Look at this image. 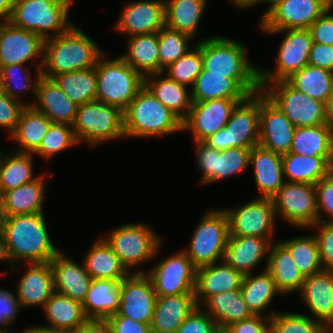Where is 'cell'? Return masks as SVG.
Listing matches in <instances>:
<instances>
[{
	"label": "cell",
	"mask_w": 333,
	"mask_h": 333,
	"mask_svg": "<svg viewBox=\"0 0 333 333\" xmlns=\"http://www.w3.org/2000/svg\"><path fill=\"white\" fill-rule=\"evenodd\" d=\"M52 79L76 105L96 101V67L62 73Z\"/></svg>",
	"instance_id": "obj_46"
},
{
	"label": "cell",
	"mask_w": 333,
	"mask_h": 333,
	"mask_svg": "<svg viewBox=\"0 0 333 333\" xmlns=\"http://www.w3.org/2000/svg\"><path fill=\"white\" fill-rule=\"evenodd\" d=\"M311 228L318 230L314 236L318 243L323 270L333 271V222H317L309 229Z\"/></svg>",
	"instance_id": "obj_54"
},
{
	"label": "cell",
	"mask_w": 333,
	"mask_h": 333,
	"mask_svg": "<svg viewBox=\"0 0 333 333\" xmlns=\"http://www.w3.org/2000/svg\"><path fill=\"white\" fill-rule=\"evenodd\" d=\"M21 309L16 293L0 289V333H9L8 326L13 325Z\"/></svg>",
	"instance_id": "obj_58"
},
{
	"label": "cell",
	"mask_w": 333,
	"mask_h": 333,
	"mask_svg": "<svg viewBox=\"0 0 333 333\" xmlns=\"http://www.w3.org/2000/svg\"><path fill=\"white\" fill-rule=\"evenodd\" d=\"M202 306L215 321L219 331H224L231 324L253 316L243 300L240 289L213 295Z\"/></svg>",
	"instance_id": "obj_35"
},
{
	"label": "cell",
	"mask_w": 333,
	"mask_h": 333,
	"mask_svg": "<svg viewBox=\"0 0 333 333\" xmlns=\"http://www.w3.org/2000/svg\"><path fill=\"white\" fill-rule=\"evenodd\" d=\"M325 114L327 124L333 129V91L325 103Z\"/></svg>",
	"instance_id": "obj_65"
},
{
	"label": "cell",
	"mask_w": 333,
	"mask_h": 333,
	"mask_svg": "<svg viewBox=\"0 0 333 333\" xmlns=\"http://www.w3.org/2000/svg\"><path fill=\"white\" fill-rule=\"evenodd\" d=\"M250 94L233 78L202 69L191 88L192 102L214 99L246 100Z\"/></svg>",
	"instance_id": "obj_37"
},
{
	"label": "cell",
	"mask_w": 333,
	"mask_h": 333,
	"mask_svg": "<svg viewBox=\"0 0 333 333\" xmlns=\"http://www.w3.org/2000/svg\"><path fill=\"white\" fill-rule=\"evenodd\" d=\"M128 50L120 57L143 77L159 73L158 32L129 37Z\"/></svg>",
	"instance_id": "obj_41"
},
{
	"label": "cell",
	"mask_w": 333,
	"mask_h": 333,
	"mask_svg": "<svg viewBox=\"0 0 333 333\" xmlns=\"http://www.w3.org/2000/svg\"><path fill=\"white\" fill-rule=\"evenodd\" d=\"M299 293L312 318L333 331V271L322 270L306 277Z\"/></svg>",
	"instance_id": "obj_24"
},
{
	"label": "cell",
	"mask_w": 333,
	"mask_h": 333,
	"mask_svg": "<svg viewBox=\"0 0 333 333\" xmlns=\"http://www.w3.org/2000/svg\"><path fill=\"white\" fill-rule=\"evenodd\" d=\"M112 333H152L151 325L113 314L106 319Z\"/></svg>",
	"instance_id": "obj_61"
},
{
	"label": "cell",
	"mask_w": 333,
	"mask_h": 333,
	"mask_svg": "<svg viewBox=\"0 0 333 333\" xmlns=\"http://www.w3.org/2000/svg\"><path fill=\"white\" fill-rule=\"evenodd\" d=\"M243 101L214 99L192 102L187 117L182 121V130L190 131L195 142H204L226 126L233 110Z\"/></svg>",
	"instance_id": "obj_18"
},
{
	"label": "cell",
	"mask_w": 333,
	"mask_h": 333,
	"mask_svg": "<svg viewBox=\"0 0 333 333\" xmlns=\"http://www.w3.org/2000/svg\"><path fill=\"white\" fill-rule=\"evenodd\" d=\"M120 304V281L92 279L83 309L88 319L106 320L116 314Z\"/></svg>",
	"instance_id": "obj_34"
},
{
	"label": "cell",
	"mask_w": 333,
	"mask_h": 333,
	"mask_svg": "<svg viewBox=\"0 0 333 333\" xmlns=\"http://www.w3.org/2000/svg\"><path fill=\"white\" fill-rule=\"evenodd\" d=\"M14 152V153H12ZM0 151V192L15 189L36 179L33 154Z\"/></svg>",
	"instance_id": "obj_44"
},
{
	"label": "cell",
	"mask_w": 333,
	"mask_h": 333,
	"mask_svg": "<svg viewBox=\"0 0 333 333\" xmlns=\"http://www.w3.org/2000/svg\"><path fill=\"white\" fill-rule=\"evenodd\" d=\"M13 12V0H0V23L10 22Z\"/></svg>",
	"instance_id": "obj_64"
},
{
	"label": "cell",
	"mask_w": 333,
	"mask_h": 333,
	"mask_svg": "<svg viewBox=\"0 0 333 333\" xmlns=\"http://www.w3.org/2000/svg\"><path fill=\"white\" fill-rule=\"evenodd\" d=\"M29 265L16 286L18 301L22 309L32 306L44 308L45 303L55 292L51 263H29Z\"/></svg>",
	"instance_id": "obj_26"
},
{
	"label": "cell",
	"mask_w": 333,
	"mask_h": 333,
	"mask_svg": "<svg viewBox=\"0 0 333 333\" xmlns=\"http://www.w3.org/2000/svg\"><path fill=\"white\" fill-rule=\"evenodd\" d=\"M50 263L55 292L83 303L92 281L91 276L84 267V263L79 265L61 251Z\"/></svg>",
	"instance_id": "obj_28"
},
{
	"label": "cell",
	"mask_w": 333,
	"mask_h": 333,
	"mask_svg": "<svg viewBox=\"0 0 333 333\" xmlns=\"http://www.w3.org/2000/svg\"><path fill=\"white\" fill-rule=\"evenodd\" d=\"M134 272L120 282V304L116 314L151 325L157 295L146 272Z\"/></svg>",
	"instance_id": "obj_17"
},
{
	"label": "cell",
	"mask_w": 333,
	"mask_h": 333,
	"mask_svg": "<svg viewBox=\"0 0 333 333\" xmlns=\"http://www.w3.org/2000/svg\"><path fill=\"white\" fill-rule=\"evenodd\" d=\"M272 201L276 217L280 215L288 224L307 229L318 222L314 184L285 182Z\"/></svg>",
	"instance_id": "obj_13"
},
{
	"label": "cell",
	"mask_w": 333,
	"mask_h": 333,
	"mask_svg": "<svg viewBox=\"0 0 333 333\" xmlns=\"http://www.w3.org/2000/svg\"><path fill=\"white\" fill-rule=\"evenodd\" d=\"M330 163H333V135H332V153H331Z\"/></svg>",
	"instance_id": "obj_74"
},
{
	"label": "cell",
	"mask_w": 333,
	"mask_h": 333,
	"mask_svg": "<svg viewBox=\"0 0 333 333\" xmlns=\"http://www.w3.org/2000/svg\"><path fill=\"white\" fill-rule=\"evenodd\" d=\"M318 222H333V179L328 175L315 184ZM322 213L328 215L324 220ZM322 218V219H321Z\"/></svg>",
	"instance_id": "obj_57"
},
{
	"label": "cell",
	"mask_w": 333,
	"mask_h": 333,
	"mask_svg": "<svg viewBox=\"0 0 333 333\" xmlns=\"http://www.w3.org/2000/svg\"><path fill=\"white\" fill-rule=\"evenodd\" d=\"M165 26L194 37L207 0H164Z\"/></svg>",
	"instance_id": "obj_43"
},
{
	"label": "cell",
	"mask_w": 333,
	"mask_h": 333,
	"mask_svg": "<svg viewBox=\"0 0 333 333\" xmlns=\"http://www.w3.org/2000/svg\"><path fill=\"white\" fill-rule=\"evenodd\" d=\"M229 222V236L273 238L276 213L272 198L255 197L238 208L223 209Z\"/></svg>",
	"instance_id": "obj_14"
},
{
	"label": "cell",
	"mask_w": 333,
	"mask_h": 333,
	"mask_svg": "<svg viewBox=\"0 0 333 333\" xmlns=\"http://www.w3.org/2000/svg\"><path fill=\"white\" fill-rule=\"evenodd\" d=\"M162 75H164L163 72H159L145 76L144 86L183 121L191 109V91L167 75L162 78Z\"/></svg>",
	"instance_id": "obj_32"
},
{
	"label": "cell",
	"mask_w": 333,
	"mask_h": 333,
	"mask_svg": "<svg viewBox=\"0 0 333 333\" xmlns=\"http://www.w3.org/2000/svg\"><path fill=\"white\" fill-rule=\"evenodd\" d=\"M114 30L132 37L151 34L165 27L164 0H138L126 3Z\"/></svg>",
	"instance_id": "obj_22"
},
{
	"label": "cell",
	"mask_w": 333,
	"mask_h": 333,
	"mask_svg": "<svg viewBox=\"0 0 333 333\" xmlns=\"http://www.w3.org/2000/svg\"><path fill=\"white\" fill-rule=\"evenodd\" d=\"M202 69L201 50L195 44L192 49L165 68L163 72H167V76L173 81L186 87L189 85L192 88Z\"/></svg>",
	"instance_id": "obj_51"
},
{
	"label": "cell",
	"mask_w": 333,
	"mask_h": 333,
	"mask_svg": "<svg viewBox=\"0 0 333 333\" xmlns=\"http://www.w3.org/2000/svg\"><path fill=\"white\" fill-rule=\"evenodd\" d=\"M44 213L7 216L1 234L4 238L11 268L24 261L50 262L59 252L47 231Z\"/></svg>",
	"instance_id": "obj_1"
},
{
	"label": "cell",
	"mask_w": 333,
	"mask_h": 333,
	"mask_svg": "<svg viewBox=\"0 0 333 333\" xmlns=\"http://www.w3.org/2000/svg\"><path fill=\"white\" fill-rule=\"evenodd\" d=\"M25 106H29V104L10 98L0 88V127L7 129L9 135L15 130Z\"/></svg>",
	"instance_id": "obj_56"
},
{
	"label": "cell",
	"mask_w": 333,
	"mask_h": 333,
	"mask_svg": "<svg viewBox=\"0 0 333 333\" xmlns=\"http://www.w3.org/2000/svg\"><path fill=\"white\" fill-rule=\"evenodd\" d=\"M44 40L34 32L15 27L11 22L0 27V68L6 65L24 64L42 57L37 67L42 68ZM35 58V59H34ZM34 60V61H33Z\"/></svg>",
	"instance_id": "obj_20"
},
{
	"label": "cell",
	"mask_w": 333,
	"mask_h": 333,
	"mask_svg": "<svg viewBox=\"0 0 333 333\" xmlns=\"http://www.w3.org/2000/svg\"><path fill=\"white\" fill-rule=\"evenodd\" d=\"M83 263L92 279H112L121 282L131 273L103 237L91 245Z\"/></svg>",
	"instance_id": "obj_39"
},
{
	"label": "cell",
	"mask_w": 333,
	"mask_h": 333,
	"mask_svg": "<svg viewBox=\"0 0 333 333\" xmlns=\"http://www.w3.org/2000/svg\"><path fill=\"white\" fill-rule=\"evenodd\" d=\"M72 3L73 0H15L10 22L47 40L66 33L74 25L68 19ZM50 31L55 35H48Z\"/></svg>",
	"instance_id": "obj_6"
},
{
	"label": "cell",
	"mask_w": 333,
	"mask_h": 333,
	"mask_svg": "<svg viewBox=\"0 0 333 333\" xmlns=\"http://www.w3.org/2000/svg\"><path fill=\"white\" fill-rule=\"evenodd\" d=\"M313 42L333 46V13L327 9L308 28Z\"/></svg>",
	"instance_id": "obj_59"
},
{
	"label": "cell",
	"mask_w": 333,
	"mask_h": 333,
	"mask_svg": "<svg viewBox=\"0 0 333 333\" xmlns=\"http://www.w3.org/2000/svg\"><path fill=\"white\" fill-rule=\"evenodd\" d=\"M275 313L276 311L272 310L264 316L253 315L248 319L231 324L225 331L227 333H265V330L271 324V316Z\"/></svg>",
	"instance_id": "obj_60"
},
{
	"label": "cell",
	"mask_w": 333,
	"mask_h": 333,
	"mask_svg": "<svg viewBox=\"0 0 333 333\" xmlns=\"http://www.w3.org/2000/svg\"><path fill=\"white\" fill-rule=\"evenodd\" d=\"M265 333H279L271 324L265 330Z\"/></svg>",
	"instance_id": "obj_72"
},
{
	"label": "cell",
	"mask_w": 333,
	"mask_h": 333,
	"mask_svg": "<svg viewBox=\"0 0 333 333\" xmlns=\"http://www.w3.org/2000/svg\"><path fill=\"white\" fill-rule=\"evenodd\" d=\"M278 241L290 252L304 278L323 270L318 243L314 235Z\"/></svg>",
	"instance_id": "obj_48"
},
{
	"label": "cell",
	"mask_w": 333,
	"mask_h": 333,
	"mask_svg": "<svg viewBox=\"0 0 333 333\" xmlns=\"http://www.w3.org/2000/svg\"><path fill=\"white\" fill-rule=\"evenodd\" d=\"M328 175L333 179V163H329Z\"/></svg>",
	"instance_id": "obj_73"
},
{
	"label": "cell",
	"mask_w": 333,
	"mask_h": 333,
	"mask_svg": "<svg viewBox=\"0 0 333 333\" xmlns=\"http://www.w3.org/2000/svg\"><path fill=\"white\" fill-rule=\"evenodd\" d=\"M196 307L195 294L157 296L152 333H174Z\"/></svg>",
	"instance_id": "obj_30"
},
{
	"label": "cell",
	"mask_w": 333,
	"mask_h": 333,
	"mask_svg": "<svg viewBox=\"0 0 333 333\" xmlns=\"http://www.w3.org/2000/svg\"><path fill=\"white\" fill-rule=\"evenodd\" d=\"M72 128L78 143L95 147L125 137L124 112L99 101L84 103L77 107Z\"/></svg>",
	"instance_id": "obj_7"
},
{
	"label": "cell",
	"mask_w": 333,
	"mask_h": 333,
	"mask_svg": "<svg viewBox=\"0 0 333 333\" xmlns=\"http://www.w3.org/2000/svg\"><path fill=\"white\" fill-rule=\"evenodd\" d=\"M253 167L254 181L261 198H272L286 182L283 173L282 155L262 146L252 147L249 166Z\"/></svg>",
	"instance_id": "obj_27"
},
{
	"label": "cell",
	"mask_w": 333,
	"mask_h": 333,
	"mask_svg": "<svg viewBox=\"0 0 333 333\" xmlns=\"http://www.w3.org/2000/svg\"><path fill=\"white\" fill-rule=\"evenodd\" d=\"M26 68L27 66L25 67L24 64L6 65L0 68V88L12 99L21 101V95L24 91L31 90V87L33 94L36 95V85L41 75V68L37 67L36 80L33 81V84L30 72ZM19 77H21V81H19Z\"/></svg>",
	"instance_id": "obj_49"
},
{
	"label": "cell",
	"mask_w": 333,
	"mask_h": 333,
	"mask_svg": "<svg viewBox=\"0 0 333 333\" xmlns=\"http://www.w3.org/2000/svg\"><path fill=\"white\" fill-rule=\"evenodd\" d=\"M35 98L36 102L29 106L44 113L52 123L72 126L78 105L65 95L52 78L39 76Z\"/></svg>",
	"instance_id": "obj_25"
},
{
	"label": "cell",
	"mask_w": 333,
	"mask_h": 333,
	"mask_svg": "<svg viewBox=\"0 0 333 333\" xmlns=\"http://www.w3.org/2000/svg\"><path fill=\"white\" fill-rule=\"evenodd\" d=\"M46 183V175L42 174L29 183L3 192L6 216L43 213Z\"/></svg>",
	"instance_id": "obj_36"
},
{
	"label": "cell",
	"mask_w": 333,
	"mask_h": 333,
	"mask_svg": "<svg viewBox=\"0 0 333 333\" xmlns=\"http://www.w3.org/2000/svg\"><path fill=\"white\" fill-rule=\"evenodd\" d=\"M52 121L33 106H25L15 130L9 135L18 143L16 152L33 154L40 146Z\"/></svg>",
	"instance_id": "obj_38"
},
{
	"label": "cell",
	"mask_w": 333,
	"mask_h": 333,
	"mask_svg": "<svg viewBox=\"0 0 333 333\" xmlns=\"http://www.w3.org/2000/svg\"><path fill=\"white\" fill-rule=\"evenodd\" d=\"M73 333H112L107 320L88 319Z\"/></svg>",
	"instance_id": "obj_63"
},
{
	"label": "cell",
	"mask_w": 333,
	"mask_h": 333,
	"mask_svg": "<svg viewBox=\"0 0 333 333\" xmlns=\"http://www.w3.org/2000/svg\"><path fill=\"white\" fill-rule=\"evenodd\" d=\"M215 321L197 306L174 333H219Z\"/></svg>",
	"instance_id": "obj_55"
},
{
	"label": "cell",
	"mask_w": 333,
	"mask_h": 333,
	"mask_svg": "<svg viewBox=\"0 0 333 333\" xmlns=\"http://www.w3.org/2000/svg\"><path fill=\"white\" fill-rule=\"evenodd\" d=\"M79 144L74 135L73 128L67 124L51 123L39 148L33 155L50 159L61 151Z\"/></svg>",
	"instance_id": "obj_53"
},
{
	"label": "cell",
	"mask_w": 333,
	"mask_h": 333,
	"mask_svg": "<svg viewBox=\"0 0 333 333\" xmlns=\"http://www.w3.org/2000/svg\"><path fill=\"white\" fill-rule=\"evenodd\" d=\"M196 143V165L201 171V184H211L242 173L249 167L252 148H228L220 151L204 142Z\"/></svg>",
	"instance_id": "obj_16"
},
{
	"label": "cell",
	"mask_w": 333,
	"mask_h": 333,
	"mask_svg": "<svg viewBox=\"0 0 333 333\" xmlns=\"http://www.w3.org/2000/svg\"><path fill=\"white\" fill-rule=\"evenodd\" d=\"M125 138L156 137L183 132L182 120L144 86L124 111Z\"/></svg>",
	"instance_id": "obj_4"
},
{
	"label": "cell",
	"mask_w": 333,
	"mask_h": 333,
	"mask_svg": "<svg viewBox=\"0 0 333 333\" xmlns=\"http://www.w3.org/2000/svg\"><path fill=\"white\" fill-rule=\"evenodd\" d=\"M287 81L297 90L323 103L333 91V72L312 65L297 71Z\"/></svg>",
	"instance_id": "obj_47"
},
{
	"label": "cell",
	"mask_w": 333,
	"mask_h": 333,
	"mask_svg": "<svg viewBox=\"0 0 333 333\" xmlns=\"http://www.w3.org/2000/svg\"><path fill=\"white\" fill-rule=\"evenodd\" d=\"M191 39L193 38L189 35L166 26L158 31L159 72H163L190 50L189 40Z\"/></svg>",
	"instance_id": "obj_50"
},
{
	"label": "cell",
	"mask_w": 333,
	"mask_h": 333,
	"mask_svg": "<svg viewBox=\"0 0 333 333\" xmlns=\"http://www.w3.org/2000/svg\"><path fill=\"white\" fill-rule=\"evenodd\" d=\"M284 0H262L260 3H267L269 6L267 7V10L263 13L262 18L260 21L275 7L277 6L280 2Z\"/></svg>",
	"instance_id": "obj_70"
},
{
	"label": "cell",
	"mask_w": 333,
	"mask_h": 333,
	"mask_svg": "<svg viewBox=\"0 0 333 333\" xmlns=\"http://www.w3.org/2000/svg\"><path fill=\"white\" fill-rule=\"evenodd\" d=\"M333 129L328 124L295 128L291 153L303 156H331Z\"/></svg>",
	"instance_id": "obj_45"
},
{
	"label": "cell",
	"mask_w": 333,
	"mask_h": 333,
	"mask_svg": "<svg viewBox=\"0 0 333 333\" xmlns=\"http://www.w3.org/2000/svg\"><path fill=\"white\" fill-rule=\"evenodd\" d=\"M308 65L333 72V46L313 42L309 52Z\"/></svg>",
	"instance_id": "obj_62"
},
{
	"label": "cell",
	"mask_w": 333,
	"mask_h": 333,
	"mask_svg": "<svg viewBox=\"0 0 333 333\" xmlns=\"http://www.w3.org/2000/svg\"><path fill=\"white\" fill-rule=\"evenodd\" d=\"M6 213L4 207V198L3 194L0 192V232L2 231L3 225L6 221Z\"/></svg>",
	"instance_id": "obj_69"
},
{
	"label": "cell",
	"mask_w": 333,
	"mask_h": 333,
	"mask_svg": "<svg viewBox=\"0 0 333 333\" xmlns=\"http://www.w3.org/2000/svg\"><path fill=\"white\" fill-rule=\"evenodd\" d=\"M260 92L250 95L233 110L226 126L204 143L220 151L228 148H252L259 144Z\"/></svg>",
	"instance_id": "obj_8"
},
{
	"label": "cell",
	"mask_w": 333,
	"mask_h": 333,
	"mask_svg": "<svg viewBox=\"0 0 333 333\" xmlns=\"http://www.w3.org/2000/svg\"><path fill=\"white\" fill-rule=\"evenodd\" d=\"M103 54L97 43L73 25L66 33L44 40L41 75L52 78L95 67Z\"/></svg>",
	"instance_id": "obj_3"
},
{
	"label": "cell",
	"mask_w": 333,
	"mask_h": 333,
	"mask_svg": "<svg viewBox=\"0 0 333 333\" xmlns=\"http://www.w3.org/2000/svg\"><path fill=\"white\" fill-rule=\"evenodd\" d=\"M276 241L256 236H229L221 262L231 266L243 275L252 273L254 267L268 255L271 244Z\"/></svg>",
	"instance_id": "obj_23"
},
{
	"label": "cell",
	"mask_w": 333,
	"mask_h": 333,
	"mask_svg": "<svg viewBox=\"0 0 333 333\" xmlns=\"http://www.w3.org/2000/svg\"><path fill=\"white\" fill-rule=\"evenodd\" d=\"M21 333H62V332H59V331H56V330H52V329H49L47 327H44V326H34V327H29V328H26L23 332Z\"/></svg>",
	"instance_id": "obj_66"
},
{
	"label": "cell",
	"mask_w": 333,
	"mask_h": 333,
	"mask_svg": "<svg viewBox=\"0 0 333 333\" xmlns=\"http://www.w3.org/2000/svg\"><path fill=\"white\" fill-rule=\"evenodd\" d=\"M295 128L281 109L260 91L259 145L280 155L287 154Z\"/></svg>",
	"instance_id": "obj_19"
},
{
	"label": "cell",
	"mask_w": 333,
	"mask_h": 333,
	"mask_svg": "<svg viewBox=\"0 0 333 333\" xmlns=\"http://www.w3.org/2000/svg\"><path fill=\"white\" fill-rule=\"evenodd\" d=\"M199 221L184 250L196 269L221 261L229 238L228 216L223 208L209 209Z\"/></svg>",
	"instance_id": "obj_10"
},
{
	"label": "cell",
	"mask_w": 333,
	"mask_h": 333,
	"mask_svg": "<svg viewBox=\"0 0 333 333\" xmlns=\"http://www.w3.org/2000/svg\"><path fill=\"white\" fill-rule=\"evenodd\" d=\"M321 4H323L327 9H333V0H318Z\"/></svg>",
	"instance_id": "obj_71"
},
{
	"label": "cell",
	"mask_w": 333,
	"mask_h": 333,
	"mask_svg": "<svg viewBox=\"0 0 333 333\" xmlns=\"http://www.w3.org/2000/svg\"><path fill=\"white\" fill-rule=\"evenodd\" d=\"M327 8L318 0H284L259 23L262 30L308 29Z\"/></svg>",
	"instance_id": "obj_21"
},
{
	"label": "cell",
	"mask_w": 333,
	"mask_h": 333,
	"mask_svg": "<svg viewBox=\"0 0 333 333\" xmlns=\"http://www.w3.org/2000/svg\"><path fill=\"white\" fill-rule=\"evenodd\" d=\"M264 33H284L279 45L276 68L263 70L259 68L261 91L270 83L289 79L294 73L308 65L309 52L313 40L308 29L261 30Z\"/></svg>",
	"instance_id": "obj_11"
},
{
	"label": "cell",
	"mask_w": 333,
	"mask_h": 333,
	"mask_svg": "<svg viewBox=\"0 0 333 333\" xmlns=\"http://www.w3.org/2000/svg\"><path fill=\"white\" fill-rule=\"evenodd\" d=\"M104 54L96 67V101L117 107L123 112L144 87V77L120 56L107 60Z\"/></svg>",
	"instance_id": "obj_5"
},
{
	"label": "cell",
	"mask_w": 333,
	"mask_h": 333,
	"mask_svg": "<svg viewBox=\"0 0 333 333\" xmlns=\"http://www.w3.org/2000/svg\"><path fill=\"white\" fill-rule=\"evenodd\" d=\"M331 156H303L295 153L282 155L286 182L316 184L328 176Z\"/></svg>",
	"instance_id": "obj_40"
},
{
	"label": "cell",
	"mask_w": 333,
	"mask_h": 333,
	"mask_svg": "<svg viewBox=\"0 0 333 333\" xmlns=\"http://www.w3.org/2000/svg\"><path fill=\"white\" fill-rule=\"evenodd\" d=\"M262 92L281 109L296 128L327 124L325 103L297 90L287 80L270 83Z\"/></svg>",
	"instance_id": "obj_12"
},
{
	"label": "cell",
	"mask_w": 333,
	"mask_h": 333,
	"mask_svg": "<svg viewBox=\"0 0 333 333\" xmlns=\"http://www.w3.org/2000/svg\"><path fill=\"white\" fill-rule=\"evenodd\" d=\"M153 228L142 223L119 225L106 236H102L131 272L144 261L152 260L160 252L161 240ZM131 270V271H130Z\"/></svg>",
	"instance_id": "obj_9"
},
{
	"label": "cell",
	"mask_w": 333,
	"mask_h": 333,
	"mask_svg": "<svg viewBox=\"0 0 333 333\" xmlns=\"http://www.w3.org/2000/svg\"><path fill=\"white\" fill-rule=\"evenodd\" d=\"M271 325L279 333H331L322 322L300 313L276 312Z\"/></svg>",
	"instance_id": "obj_52"
},
{
	"label": "cell",
	"mask_w": 333,
	"mask_h": 333,
	"mask_svg": "<svg viewBox=\"0 0 333 333\" xmlns=\"http://www.w3.org/2000/svg\"><path fill=\"white\" fill-rule=\"evenodd\" d=\"M263 269L270 272L281 295L300 292L305 281L290 252L279 241L271 244Z\"/></svg>",
	"instance_id": "obj_31"
},
{
	"label": "cell",
	"mask_w": 333,
	"mask_h": 333,
	"mask_svg": "<svg viewBox=\"0 0 333 333\" xmlns=\"http://www.w3.org/2000/svg\"><path fill=\"white\" fill-rule=\"evenodd\" d=\"M44 314L50 326H44L62 333H73L88 318L80 301L54 292L44 305Z\"/></svg>",
	"instance_id": "obj_33"
},
{
	"label": "cell",
	"mask_w": 333,
	"mask_h": 333,
	"mask_svg": "<svg viewBox=\"0 0 333 333\" xmlns=\"http://www.w3.org/2000/svg\"><path fill=\"white\" fill-rule=\"evenodd\" d=\"M262 0H232V2L234 3V5H236L238 8H248L251 6H255L257 4H259Z\"/></svg>",
	"instance_id": "obj_67"
},
{
	"label": "cell",
	"mask_w": 333,
	"mask_h": 333,
	"mask_svg": "<svg viewBox=\"0 0 333 333\" xmlns=\"http://www.w3.org/2000/svg\"><path fill=\"white\" fill-rule=\"evenodd\" d=\"M244 275L221 261L196 269L195 300L201 306L209 297L241 288Z\"/></svg>",
	"instance_id": "obj_29"
},
{
	"label": "cell",
	"mask_w": 333,
	"mask_h": 333,
	"mask_svg": "<svg viewBox=\"0 0 333 333\" xmlns=\"http://www.w3.org/2000/svg\"><path fill=\"white\" fill-rule=\"evenodd\" d=\"M194 42L201 50L204 70L235 79L250 95L261 91L259 67L248 61L245 45L221 36Z\"/></svg>",
	"instance_id": "obj_2"
},
{
	"label": "cell",
	"mask_w": 333,
	"mask_h": 333,
	"mask_svg": "<svg viewBox=\"0 0 333 333\" xmlns=\"http://www.w3.org/2000/svg\"><path fill=\"white\" fill-rule=\"evenodd\" d=\"M146 272L157 296L195 294L196 268L183 250L162 259Z\"/></svg>",
	"instance_id": "obj_15"
},
{
	"label": "cell",
	"mask_w": 333,
	"mask_h": 333,
	"mask_svg": "<svg viewBox=\"0 0 333 333\" xmlns=\"http://www.w3.org/2000/svg\"><path fill=\"white\" fill-rule=\"evenodd\" d=\"M3 260L9 261V263L11 264L9 256H8V252L6 249V244H5L4 238L0 232V262Z\"/></svg>",
	"instance_id": "obj_68"
},
{
	"label": "cell",
	"mask_w": 333,
	"mask_h": 333,
	"mask_svg": "<svg viewBox=\"0 0 333 333\" xmlns=\"http://www.w3.org/2000/svg\"><path fill=\"white\" fill-rule=\"evenodd\" d=\"M240 290L251 313L258 316H263L275 295L281 294L267 269L257 275H244Z\"/></svg>",
	"instance_id": "obj_42"
}]
</instances>
